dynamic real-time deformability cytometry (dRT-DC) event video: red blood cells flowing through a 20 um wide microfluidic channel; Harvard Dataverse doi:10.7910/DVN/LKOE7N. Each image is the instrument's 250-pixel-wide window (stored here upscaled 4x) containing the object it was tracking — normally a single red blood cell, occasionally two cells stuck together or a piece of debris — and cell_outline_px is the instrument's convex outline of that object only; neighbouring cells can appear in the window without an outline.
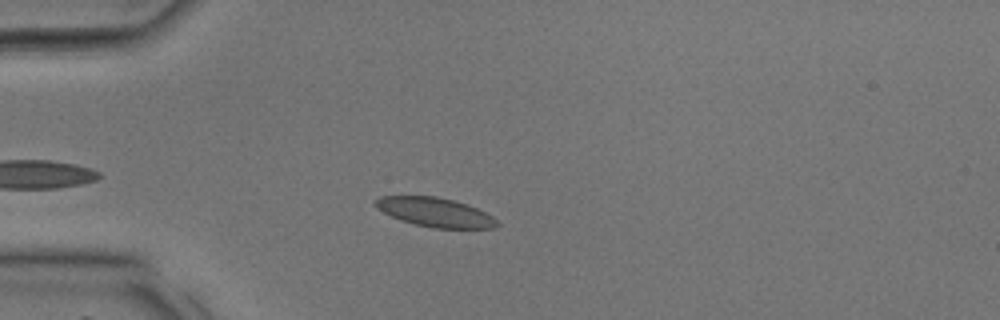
{"species": "common noctule bat (a hibernating species)", "species_latin": "Nyctalus noctula", "temperature_condition": "room temperature", "stored_images_in_passage": 24, "camera_frame_rate_fps": 3000, "um_per_image_px": 0.085, "animal": {"sex": "male", "body_mass_g": 17.9, "forearm_length_mm": 54.2}, "frame": {"image": 1, "passage_image": 4, "time_ms": 1.0, "image_size_px": [1000, 320], "cell_outline_px": [[500, 224], [496, 228], [432, 228], [400, 220], [376, 208], [372, 204], [372, 200], [380, 196], [436, 196], [468, 204], [492, 216]], "centroid_in_image_um": [36.95, 18.03], "position_along_channel_um": 48.1, "area_um2": 20.69}}
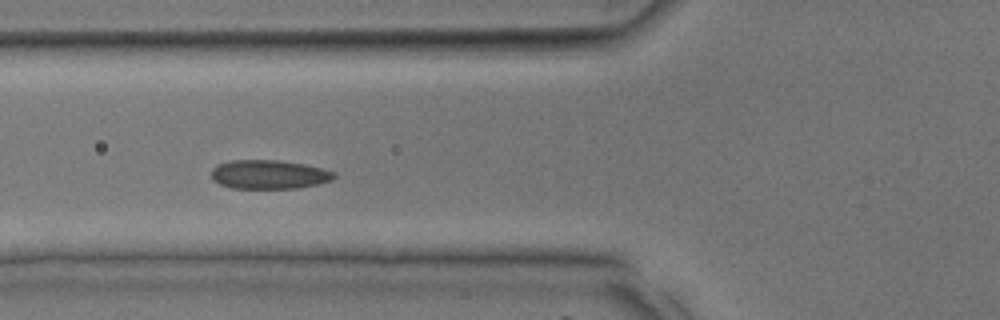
{"frame": {"image": 2, "passage_image": 8, "time_ms": 2.333, "image_size_px": [1000, 320], "cell_outline_px": [[336, 176], [332, 180], [316, 184], [296, 188], [232, 188], [220, 184], [212, 180], [212, 168], [216, 164], [232, 160], [276, 160], [304, 164], [336, 172]], "centroid_in_image_um": [22.84, 14.82], "position_along_channel_um": 103.0, "area_um2": 20.63}}